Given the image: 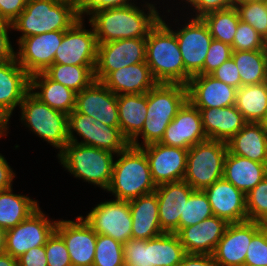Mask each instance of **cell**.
<instances>
[{
	"instance_id": "30",
	"label": "cell",
	"mask_w": 267,
	"mask_h": 266,
	"mask_svg": "<svg viewBox=\"0 0 267 266\" xmlns=\"http://www.w3.org/2000/svg\"><path fill=\"white\" fill-rule=\"evenodd\" d=\"M267 175V164L231 154L224 161L223 177L245 195Z\"/></svg>"
},
{
	"instance_id": "45",
	"label": "cell",
	"mask_w": 267,
	"mask_h": 266,
	"mask_svg": "<svg viewBox=\"0 0 267 266\" xmlns=\"http://www.w3.org/2000/svg\"><path fill=\"white\" fill-rule=\"evenodd\" d=\"M244 264L267 266V231L263 227L252 237Z\"/></svg>"
},
{
	"instance_id": "13",
	"label": "cell",
	"mask_w": 267,
	"mask_h": 266,
	"mask_svg": "<svg viewBox=\"0 0 267 266\" xmlns=\"http://www.w3.org/2000/svg\"><path fill=\"white\" fill-rule=\"evenodd\" d=\"M145 61L146 38H128L99 43L94 69L95 80L101 82L112 71Z\"/></svg>"
},
{
	"instance_id": "22",
	"label": "cell",
	"mask_w": 267,
	"mask_h": 266,
	"mask_svg": "<svg viewBox=\"0 0 267 266\" xmlns=\"http://www.w3.org/2000/svg\"><path fill=\"white\" fill-rule=\"evenodd\" d=\"M188 100L198 109L224 108L235 105L237 88L211 75L192 76L187 84Z\"/></svg>"
},
{
	"instance_id": "33",
	"label": "cell",
	"mask_w": 267,
	"mask_h": 266,
	"mask_svg": "<svg viewBox=\"0 0 267 266\" xmlns=\"http://www.w3.org/2000/svg\"><path fill=\"white\" fill-rule=\"evenodd\" d=\"M119 128L131 142L141 131L146 121L147 93L121 94L117 96Z\"/></svg>"
},
{
	"instance_id": "19",
	"label": "cell",
	"mask_w": 267,
	"mask_h": 266,
	"mask_svg": "<svg viewBox=\"0 0 267 266\" xmlns=\"http://www.w3.org/2000/svg\"><path fill=\"white\" fill-rule=\"evenodd\" d=\"M263 227L261 222L246 220L229 223L212 254L218 266H242L252 237Z\"/></svg>"
},
{
	"instance_id": "49",
	"label": "cell",
	"mask_w": 267,
	"mask_h": 266,
	"mask_svg": "<svg viewBox=\"0 0 267 266\" xmlns=\"http://www.w3.org/2000/svg\"><path fill=\"white\" fill-rule=\"evenodd\" d=\"M210 75L215 79L237 89L242 86L238 68L232 57L225 61Z\"/></svg>"
},
{
	"instance_id": "15",
	"label": "cell",
	"mask_w": 267,
	"mask_h": 266,
	"mask_svg": "<svg viewBox=\"0 0 267 266\" xmlns=\"http://www.w3.org/2000/svg\"><path fill=\"white\" fill-rule=\"evenodd\" d=\"M84 19L79 18L64 32L62 43L54 56V64L95 66L97 39L94 29H85ZM84 26V27H83Z\"/></svg>"
},
{
	"instance_id": "35",
	"label": "cell",
	"mask_w": 267,
	"mask_h": 266,
	"mask_svg": "<svg viewBox=\"0 0 267 266\" xmlns=\"http://www.w3.org/2000/svg\"><path fill=\"white\" fill-rule=\"evenodd\" d=\"M235 106L247 122L260 123L267 114V82L238 88Z\"/></svg>"
},
{
	"instance_id": "14",
	"label": "cell",
	"mask_w": 267,
	"mask_h": 266,
	"mask_svg": "<svg viewBox=\"0 0 267 266\" xmlns=\"http://www.w3.org/2000/svg\"><path fill=\"white\" fill-rule=\"evenodd\" d=\"M48 218L39 207L27 219L6 230L5 252L17 259L32 248L44 246L57 224Z\"/></svg>"
},
{
	"instance_id": "5",
	"label": "cell",
	"mask_w": 267,
	"mask_h": 266,
	"mask_svg": "<svg viewBox=\"0 0 267 266\" xmlns=\"http://www.w3.org/2000/svg\"><path fill=\"white\" fill-rule=\"evenodd\" d=\"M116 156L119 158L113 163L112 178L106 189L116 200L130 201L156 190L147 157L140 148L130 145Z\"/></svg>"
},
{
	"instance_id": "51",
	"label": "cell",
	"mask_w": 267,
	"mask_h": 266,
	"mask_svg": "<svg viewBox=\"0 0 267 266\" xmlns=\"http://www.w3.org/2000/svg\"><path fill=\"white\" fill-rule=\"evenodd\" d=\"M11 29L12 25L10 23L0 20V62L16 59V52L8 35V31H11Z\"/></svg>"
},
{
	"instance_id": "47",
	"label": "cell",
	"mask_w": 267,
	"mask_h": 266,
	"mask_svg": "<svg viewBox=\"0 0 267 266\" xmlns=\"http://www.w3.org/2000/svg\"><path fill=\"white\" fill-rule=\"evenodd\" d=\"M133 4L135 3L132 0H78V13L80 18L84 19V15L91 16L103 9L127 7Z\"/></svg>"
},
{
	"instance_id": "41",
	"label": "cell",
	"mask_w": 267,
	"mask_h": 266,
	"mask_svg": "<svg viewBox=\"0 0 267 266\" xmlns=\"http://www.w3.org/2000/svg\"><path fill=\"white\" fill-rule=\"evenodd\" d=\"M235 8L238 11L241 21L251 25L258 34L267 39V5L266 3H236Z\"/></svg>"
},
{
	"instance_id": "58",
	"label": "cell",
	"mask_w": 267,
	"mask_h": 266,
	"mask_svg": "<svg viewBox=\"0 0 267 266\" xmlns=\"http://www.w3.org/2000/svg\"><path fill=\"white\" fill-rule=\"evenodd\" d=\"M252 2L266 3L267 0H236V3H252Z\"/></svg>"
},
{
	"instance_id": "31",
	"label": "cell",
	"mask_w": 267,
	"mask_h": 266,
	"mask_svg": "<svg viewBox=\"0 0 267 266\" xmlns=\"http://www.w3.org/2000/svg\"><path fill=\"white\" fill-rule=\"evenodd\" d=\"M30 90L50 108L67 115L75 110L76 92L51 80L44 72L30 76Z\"/></svg>"
},
{
	"instance_id": "46",
	"label": "cell",
	"mask_w": 267,
	"mask_h": 266,
	"mask_svg": "<svg viewBox=\"0 0 267 266\" xmlns=\"http://www.w3.org/2000/svg\"><path fill=\"white\" fill-rule=\"evenodd\" d=\"M232 47L223 42L212 40L204 61L203 75L212 74L225 61L231 58Z\"/></svg>"
},
{
	"instance_id": "38",
	"label": "cell",
	"mask_w": 267,
	"mask_h": 266,
	"mask_svg": "<svg viewBox=\"0 0 267 266\" xmlns=\"http://www.w3.org/2000/svg\"><path fill=\"white\" fill-rule=\"evenodd\" d=\"M202 19L207 24L214 40L232 46L240 20L235 7L211 12L202 17Z\"/></svg>"
},
{
	"instance_id": "28",
	"label": "cell",
	"mask_w": 267,
	"mask_h": 266,
	"mask_svg": "<svg viewBox=\"0 0 267 266\" xmlns=\"http://www.w3.org/2000/svg\"><path fill=\"white\" fill-rule=\"evenodd\" d=\"M208 139L227 143L248 122L235 105L224 108L199 109Z\"/></svg>"
},
{
	"instance_id": "61",
	"label": "cell",
	"mask_w": 267,
	"mask_h": 266,
	"mask_svg": "<svg viewBox=\"0 0 267 266\" xmlns=\"http://www.w3.org/2000/svg\"><path fill=\"white\" fill-rule=\"evenodd\" d=\"M264 49H265L266 56H267V39H266L265 42H264Z\"/></svg>"
},
{
	"instance_id": "21",
	"label": "cell",
	"mask_w": 267,
	"mask_h": 266,
	"mask_svg": "<svg viewBox=\"0 0 267 266\" xmlns=\"http://www.w3.org/2000/svg\"><path fill=\"white\" fill-rule=\"evenodd\" d=\"M75 110L102 124L119 127L117 95L100 81L95 80L89 87L76 93Z\"/></svg>"
},
{
	"instance_id": "34",
	"label": "cell",
	"mask_w": 267,
	"mask_h": 266,
	"mask_svg": "<svg viewBox=\"0 0 267 266\" xmlns=\"http://www.w3.org/2000/svg\"><path fill=\"white\" fill-rule=\"evenodd\" d=\"M38 204L26 195L14 194L13 187L0 192V227L4 230L15 227L35 212Z\"/></svg>"
},
{
	"instance_id": "6",
	"label": "cell",
	"mask_w": 267,
	"mask_h": 266,
	"mask_svg": "<svg viewBox=\"0 0 267 266\" xmlns=\"http://www.w3.org/2000/svg\"><path fill=\"white\" fill-rule=\"evenodd\" d=\"M58 160L75 178L102 188H108L116 154L92 146L68 142L57 154Z\"/></svg>"
},
{
	"instance_id": "11",
	"label": "cell",
	"mask_w": 267,
	"mask_h": 266,
	"mask_svg": "<svg viewBox=\"0 0 267 266\" xmlns=\"http://www.w3.org/2000/svg\"><path fill=\"white\" fill-rule=\"evenodd\" d=\"M184 26L177 31L171 30L176 35L182 54L187 85L192 76L203 75L204 61L213 38L202 18L191 16V20L189 19Z\"/></svg>"
},
{
	"instance_id": "32",
	"label": "cell",
	"mask_w": 267,
	"mask_h": 266,
	"mask_svg": "<svg viewBox=\"0 0 267 266\" xmlns=\"http://www.w3.org/2000/svg\"><path fill=\"white\" fill-rule=\"evenodd\" d=\"M227 146L231 154L267 164V134L261 123L248 122Z\"/></svg>"
},
{
	"instance_id": "50",
	"label": "cell",
	"mask_w": 267,
	"mask_h": 266,
	"mask_svg": "<svg viewBox=\"0 0 267 266\" xmlns=\"http://www.w3.org/2000/svg\"><path fill=\"white\" fill-rule=\"evenodd\" d=\"M28 0H0V20L12 23L25 9Z\"/></svg>"
},
{
	"instance_id": "27",
	"label": "cell",
	"mask_w": 267,
	"mask_h": 266,
	"mask_svg": "<svg viewBox=\"0 0 267 266\" xmlns=\"http://www.w3.org/2000/svg\"><path fill=\"white\" fill-rule=\"evenodd\" d=\"M101 82L117 96L144 94L158 83L146 62L112 71Z\"/></svg>"
},
{
	"instance_id": "18",
	"label": "cell",
	"mask_w": 267,
	"mask_h": 266,
	"mask_svg": "<svg viewBox=\"0 0 267 266\" xmlns=\"http://www.w3.org/2000/svg\"><path fill=\"white\" fill-rule=\"evenodd\" d=\"M76 220H57L55 231L66 244L72 266H93L97 234L83 216Z\"/></svg>"
},
{
	"instance_id": "20",
	"label": "cell",
	"mask_w": 267,
	"mask_h": 266,
	"mask_svg": "<svg viewBox=\"0 0 267 266\" xmlns=\"http://www.w3.org/2000/svg\"><path fill=\"white\" fill-rule=\"evenodd\" d=\"M206 140L208 138L203 129L200 111L187 100L166 128L160 143L189 150Z\"/></svg>"
},
{
	"instance_id": "44",
	"label": "cell",
	"mask_w": 267,
	"mask_h": 266,
	"mask_svg": "<svg viewBox=\"0 0 267 266\" xmlns=\"http://www.w3.org/2000/svg\"><path fill=\"white\" fill-rule=\"evenodd\" d=\"M44 246L48 266H72L66 244L56 231Z\"/></svg>"
},
{
	"instance_id": "40",
	"label": "cell",
	"mask_w": 267,
	"mask_h": 266,
	"mask_svg": "<svg viewBox=\"0 0 267 266\" xmlns=\"http://www.w3.org/2000/svg\"><path fill=\"white\" fill-rule=\"evenodd\" d=\"M93 266H125L123 244L110 236L97 234Z\"/></svg>"
},
{
	"instance_id": "24",
	"label": "cell",
	"mask_w": 267,
	"mask_h": 266,
	"mask_svg": "<svg viewBox=\"0 0 267 266\" xmlns=\"http://www.w3.org/2000/svg\"><path fill=\"white\" fill-rule=\"evenodd\" d=\"M194 189L184 180L158 185L159 223L164 233H178L179 219Z\"/></svg>"
},
{
	"instance_id": "8",
	"label": "cell",
	"mask_w": 267,
	"mask_h": 266,
	"mask_svg": "<svg viewBox=\"0 0 267 266\" xmlns=\"http://www.w3.org/2000/svg\"><path fill=\"white\" fill-rule=\"evenodd\" d=\"M125 266H179L186 252L176 233L123 244Z\"/></svg>"
},
{
	"instance_id": "1",
	"label": "cell",
	"mask_w": 267,
	"mask_h": 266,
	"mask_svg": "<svg viewBox=\"0 0 267 266\" xmlns=\"http://www.w3.org/2000/svg\"><path fill=\"white\" fill-rule=\"evenodd\" d=\"M140 9L136 4L103 9L89 18L97 43H107L120 39L146 38L150 30L159 22L161 16L155 4L145 3ZM147 8V9H146ZM147 11V14L145 11Z\"/></svg>"
},
{
	"instance_id": "2",
	"label": "cell",
	"mask_w": 267,
	"mask_h": 266,
	"mask_svg": "<svg viewBox=\"0 0 267 266\" xmlns=\"http://www.w3.org/2000/svg\"><path fill=\"white\" fill-rule=\"evenodd\" d=\"M188 100L187 85L179 83H157L147 92V114L142 131L130 142L131 146H142L160 142L165 130L179 109ZM143 139L142 143L138 137Z\"/></svg>"
},
{
	"instance_id": "36",
	"label": "cell",
	"mask_w": 267,
	"mask_h": 266,
	"mask_svg": "<svg viewBox=\"0 0 267 266\" xmlns=\"http://www.w3.org/2000/svg\"><path fill=\"white\" fill-rule=\"evenodd\" d=\"M242 86L267 82V56L265 50L232 51Z\"/></svg>"
},
{
	"instance_id": "57",
	"label": "cell",
	"mask_w": 267,
	"mask_h": 266,
	"mask_svg": "<svg viewBox=\"0 0 267 266\" xmlns=\"http://www.w3.org/2000/svg\"><path fill=\"white\" fill-rule=\"evenodd\" d=\"M6 230L0 227V254L5 253Z\"/></svg>"
},
{
	"instance_id": "54",
	"label": "cell",
	"mask_w": 267,
	"mask_h": 266,
	"mask_svg": "<svg viewBox=\"0 0 267 266\" xmlns=\"http://www.w3.org/2000/svg\"><path fill=\"white\" fill-rule=\"evenodd\" d=\"M15 178L13 169L8 164L6 158L0 154V192L12 188V182Z\"/></svg>"
},
{
	"instance_id": "53",
	"label": "cell",
	"mask_w": 267,
	"mask_h": 266,
	"mask_svg": "<svg viewBox=\"0 0 267 266\" xmlns=\"http://www.w3.org/2000/svg\"><path fill=\"white\" fill-rule=\"evenodd\" d=\"M179 266H218L210 254L186 253Z\"/></svg>"
},
{
	"instance_id": "17",
	"label": "cell",
	"mask_w": 267,
	"mask_h": 266,
	"mask_svg": "<svg viewBox=\"0 0 267 266\" xmlns=\"http://www.w3.org/2000/svg\"><path fill=\"white\" fill-rule=\"evenodd\" d=\"M145 153L156 186L182 181L186 171L188 149L170 147L160 142L140 147Z\"/></svg>"
},
{
	"instance_id": "3",
	"label": "cell",
	"mask_w": 267,
	"mask_h": 266,
	"mask_svg": "<svg viewBox=\"0 0 267 266\" xmlns=\"http://www.w3.org/2000/svg\"><path fill=\"white\" fill-rule=\"evenodd\" d=\"M79 18L78 0H28L11 25L22 33L19 42L29 36L68 30Z\"/></svg>"
},
{
	"instance_id": "10",
	"label": "cell",
	"mask_w": 267,
	"mask_h": 266,
	"mask_svg": "<svg viewBox=\"0 0 267 266\" xmlns=\"http://www.w3.org/2000/svg\"><path fill=\"white\" fill-rule=\"evenodd\" d=\"M75 132L83 140L79 142ZM68 137L69 142L96 147L114 154L124 151L130 146L129 140L119 127L102 124L93 117L76 110L68 115Z\"/></svg>"
},
{
	"instance_id": "26",
	"label": "cell",
	"mask_w": 267,
	"mask_h": 266,
	"mask_svg": "<svg viewBox=\"0 0 267 266\" xmlns=\"http://www.w3.org/2000/svg\"><path fill=\"white\" fill-rule=\"evenodd\" d=\"M229 223L215 215L182 228L178 237L186 253L212 255Z\"/></svg>"
},
{
	"instance_id": "37",
	"label": "cell",
	"mask_w": 267,
	"mask_h": 266,
	"mask_svg": "<svg viewBox=\"0 0 267 266\" xmlns=\"http://www.w3.org/2000/svg\"><path fill=\"white\" fill-rule=\"evenodd\" d=\"M95 66L52 64L44 73L53 81L79 93L95 81Z\"/></svg>"
},
{
	"instance_id": "42",
	"label": "cell",
	"mask_w": 267,
	"mask_h": 266,
	"mask_svg": "<svg viewBox=\"0 0 267 266\" xmlns=\"http://www.w3.org/2000/svg\"><path fill=\"white\" fill-rule=\"evenodd\" d=\"M248 220L264 222L267 219V175L246 194Z\"/></svg>"
},
{
	"instance_id": "56",
	"label": "cell",
	"mask_w": 267,
	"mask_h": 266,
	"mask_svg": "<svg viewBox=\"0 0 267 266\" xmlns=\"http://www.w3.org/2000/svg\"><path fill=\"white\" fill-rule=\"evenodd\" d=\"M8 124L9 120L5 116L0 115V138L8 135Z\"/></svg>"
},
{
	"instance_id": "52",
	"label": "cell",
	"mask_w": 267,
	"mask_h": 266,
	"mask_svg": "<svg viewBox=\"0 0 267 266\" xmlns=\"http://www.w3.org/2000/svg\"><path fill=\"white\" fill-rule=\"evenodd\" d=\"M18 266H48L45 246L30 249L19 258Z\"/></svg>"
},
{
	"instance_id": "55",
	"label": "cell",
	"mask_w": 267,
	"mask_h": 266,
	"mask_svg": "<svg viewBox=\"0 0 267 266\" xmlns=\"http://www.w3.org/2000/svg\"><path fill=\"white\" fill-rule=\"evenodd\" d=\"M0 266H18L17 259L8 253L0 254Z\"/></svg>"
},
{
	"instance_id": "12",
	"label": "cell",
	"mask_w": 267,
	"mask_h": 266,
	"mask_svg": "<svg viewBox=\"0 0 267 266\" xmlns=\"http://www.w3.org/2000/svg\"><path fill=\"white\" fill-rule=\"evenodd\" d=\"M96 234L107 235L126 243L132 238V217L129 201L110 200L97 204L85 217Z\"/></svg>"
},
{
	"instance_id": "16",
	"label": "cell",
	"mask_w": 267,
	"mask_h": 266,
	"mask_svg": "<svg viewBox=\"0 0 267 266\" xmlns=\"http://www.w3.org/2000/svg\"><path fill=\"white\" fill-rule=\"evenodd\" d=\"M66 30L52 31L21 39L17 45L18 64L30 75L45 72L54 64V56Z\"/></svg>"
},
{
	"instance_id": "43",
	"label": "cell",
	"mask_w": 267,
	"mask_h": 266,
	"mask_svg": "<svg viewBox=\"0 0 267 266\" xmlns=\"http://www.w3.org/2000/svg\"><path fill=\"white\" fill-rule=\"evenodd\" d=\"M265 40L248 23L239 20L234 36L232 51H254L265 50Z\"/></svg>"
},
{
	"instance_id": "4",
	"label": "cell",
	"mask_w": 267,
	"mask_h": 266,
	"mask_svg": "<svg viewBox=\"0 0 267 266\" xmlns=\"http://www.w3.org/2000/svg\"><path fill=\"white\" fill-rule=\"evenodd\" d=\"M145 62L158 83L185 85V68L176 35L162 17L146 37Z\"/></svg>"
},
{
	"instance_id": "60",
	"label": "cell",
	"mask_w": 267,
	"mask_h": 266,
	"mask_svg": "<svg viewBox=\"0 0 267 266\" xmlns=\"http://www.w3.org/2000/svg\"><path fill=\"white\" fill-rule=\"evenodd\" d=\"M262 224L263 228L267 231V219L264 222H262Z\"/></svg>"
},
{
	"instance_id": "48",
	"label": "cell",
	"mask_w": 267,
	"mask_h": 266,
	"mask_svg": "<svg viewBox=\"0 0 267 266\" xmlns=\"http://www.w3.org/2000/svg\"><path fill=\"white\" fill-rule=\"evenodd\" d=\"M187 4L189 3L195 12L193 18H202L205 15L219 11L234 8L236 0H184Z\"/></svg>"
},
{
	"instance_id": "9",
	"label": "cell",
	"mask_w": 267,
	"mask_h": 266,
	"mask_svg": "<svg viewBox=\"0 0 267 266\" xmlns=\"http://www.w3.org/2000/svg\"><path fill=\"white\" fill-rule=\"evenodd\" d=\"M227 153V143L222 141L208 139L195 144L187 152L183 180L194 190H204L211 186L223 177Z\"/></svg>"
},
{
	"instance_id": "39",
	"label": "cell",
	"mask_w": 267,
	"mask_h": 266,
	"mask_svg": "<svg viewBox=\"0 0 267 266\" xmlns=\"http://www.w3.org/2000/svg\"><path fill=\"white\" fill-rule=\"evenodd\" d=\"M212 208L204 190H194L187 200L179 219V231L213 216Z\"/></svg>"
},
{
	"instance_id": "7",
	"label": "cell",
	"mask_w": 267,
	"mask_h": 266,
	"mask_svg": "<svg viewBox=\"0 0 267 266\" xmlns=\"http://www.w3.org/2000/svg\"><path fill=\"white\" fill-rule=\"evenodd\" d=\"M20 110V120L24 125L52 147L59 149V154L69 142L68 115L50 108L31 90L23 98Z\"/></svg>"
},
{
	"instance_id": "59",
	"label": "cell",
	"mask_w": 267,
	"mask_h": 266,
	"mask_svg": "<svg viewBox=\"0 0 267 266\" xmlns=\"http://www.w3.org/2000/svg\"><path fill=\"white\" fill-rule=\"evenodd\" d=\"M260 123L262 124L263 129L267 134V114L265 115L264 119Z\"/></svg>"
},
{
	"instance_id": "23",
	"label": "cell",
	"mask_w": 267,
	"mask_h": 266,
	"mask_svg": "<svg viewBox=\"0 0 267 266\" xmlns=\"http://www.w3.org/2000/svg\"><path fill=\"white\" fill-rule=\"evenodd\" d=\"M212 212L228 223H239L248 220L246 195L228 182L224 177L204 189Z\"/></svg>"
},
{
	"instance_id": "29",
	"label": "cell",
	"mask_w": 267,
	"mask_h": 266,
	"mask_svg": "<svg viewBox=\"0 0 267 266\" xmlns=\"http://www.w3.org/2000/svg\"><path fill=\"white\" fill-rule=\"evenodd\" d=\"M132 217V239L148 240L164 233L159 223L155 192L129 201Z\"/></svg>"
},
{
	"instance_id": "25",
	"label": "cell",
	"mask_w": 267,
	"mask_h": 266,
	"mask_svg": "<svg viewBox=\"0 0 267 266\" xmlns=\"http://www.w3.org/2000/svg\"><path fill=\"white\" fill-rule=\"evenodd\" d=\"M30 91V75L18 64L17 59L0 62V115L9 121L13 110Z\"/></svg>"
}]
</instances>
